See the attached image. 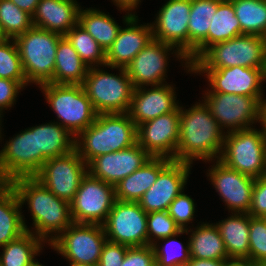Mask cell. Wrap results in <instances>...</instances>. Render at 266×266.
<instances>
[{
    "instance_id": "cell-1",
    "label": "cell",
    "mask_w": 266,
    "mask_h": 266,
    "mask_svg": "<svg viewBox=\"0 0 266 266\" xmlns=\"http://www.w3.org/2000/svg\"><path fill=\"white\" fill-rule=\"evenodd\" d=\"M188 109L180 106L179 141L173 161L192 164L194 159L219 160L226 132L204 102Z\"/></svg>"
},
{
    "instance_id": "cell-2",
    "label": "cell",
    "mask_w": 266,
    "mask_h": 266,
    "mask_svg": "<svg viewBox=\"0 0 266 266\" xmlns=\"http://www.w3.org/2000/svg\"><path fill=\"white\" fill-rule=\"evenodd\" d=\"M9 184L15 190L21 206L28 202L35 230L27 231L45 243L50 245L73 223L70 203L59 199L35 177H20Z\"/></svg>"
},
{
    "instance_id": "cell-3",
    "label": "cell",
    "mask_w": 266,
    "mask_h": 266,
    "mask_svg": "<svg viewBox=\"0 0 266 266\" xmlns=\"http://www.w3.org/2000/svg\"><path fill=\"white\" fill-rule=\"evenodd\" d=\"M137 126L128 113L97 114L96 120L75 138V149L88 164L107 153L137 143Z\"/></svg>"
},
{
    "instance_id": "cell-4",
    "label": "cell",
    "mask_w": 266,
    "mask_h": 266,
    "mask_svg": "<svg viewBox=\"0 0 266 266\" xmlns=\"http://www.w3.org/2000/svg\"><path fill=\"white\" fill-rule=\"evenodd\" d=\"M233 66L266 69V38L243 34L208 47L191 69H222Z\"/></svg>"
},
{
    "instance_id": "cell-5",
    "label": "cell",
    "mask_w": 266,
    "mask_h": 266,
    "mask_svg": "<svg viewBox=\"0 0 266 266\" xmlns=\"http://www.w3.org/2000/svg\"><path fill=\"white\" fill-rule=\"evenodd\" d=\"M61 37L33 26L14 38L28 83L38 86L53 83L55 55Z\"/></svg>"
},
{
    "instance_id": "cell-6",
    "label": "cell",
    "mask_w": 266,
    "mask_h": 266,
    "mask_svg": "<svg viewBox=\"0 0 266 266\" xmlns=\"http://www.w3.org/2000/svg\"><path fill=\"white\" fill-rule=\"evenodd\" d=\"M39 88L61 121L58 124L75 138L96 120L97 113L82 85L46 83Z\"/></svg>"
},
{
    "instance_id": "cell-7",
    "label": "cell",
    "mask_w": 266,
    "mask_h": 266,
    "mask_svg": "<svg viewBox=\"0 0 266 266\" xmlns=\"http://www.w3.org/2000/svg\"><path fill=\"white\" fill-rule=\"evenodd\" d=\"M119 76L90 67L82 84L97 114L128 113L134 86L125 68Z\"/></svg>"
},
{
    "instance_id": "cell-8",
    "label": "cell",
    "mask_w": 266,
    "mask_h": 266,
    "mask_svg": "<svg viewBox=\"0 0 266 266\" xmlns=\"http://www.w3.org/2000/svg\"><path fill=\"white\" fill-rule=\"evenodd\" d=\"M219 161L254 179L261 178L266 155V136L261 130L249 128L225 133Z\"/></svg>"
},
{
    "instance_id": "cell-9",
    "label": "cell",
    "mask_w": 266,
    "mask_h": 266,
    "mask_svg": "<svg viewBox=\"0 0 266 266\" xmlns=\"http://www.w3.org/2000/svg\"><path fill=\"white\" fill-rule=\"evenodd\" d=\"M204 95L205 105L219 126L228 128L227 132L253 128L254 122H260L262 103L266 100L262 96L233 93L207 92Z\"/></svg>"
},
{
    "instance_id": "cell-10",
    "label": "cell",
    "mask_w": 266,
    "mask_h": 266,
    "mask_svg": "<svg viewBox=\"0 0 266 266\" xmlns=\"http://www.w3.org/2000/svg\"><path fill=\"white\" fill-rule=\"evenodd\" d=\"M106 241L103 225L72 223L50 246L69 262L97 266Z\"/></svg>"
},
{
    "instance_id": "cell-11",
    "label": "cell",
    "mask_w": 266,
    "mask_h": 266,
    "mask_svg": "<svg viewBox=\"0 0 266 266\" xmlns=\"http://www.w3.org/2000/svg\"><path fill=\"white\" fill-rule=\"evenodd\" d=\"M40 170L41 152H37L35 126L15 135L0 151V181L11 183L20 177H35Z\"/></svg>"
},
{
    "instance_id": "cell-12",
    "label": "cell",
    "mask_w": 266,
    "mask_h": 266,
    "mask_svg": "<svg viewBox=\"0 0 266 266\" xmlns=\"http://www.w3.org/2000/svg\"><path fill=\"white\" fill-rule=\"evenodd\" d=\"M115 200V186L105 183L87 172L70 203L73 223L102 225Z\"/></svg>"
},
{
    "instance_id": "cell-13",
    "label": "cell",
    "mask_w": 266,
    "mask_h": 266,
    "mask_svg": "<svg viewBox=\"0 0 266 266\" xmlns=\"http://www.w3.org/2000/svg\"><path fill=\"white\" fill-rule=\"evenodd\" d=\"M191 0H168L159 10L151 24L153 38L176 47L175 56L185 61L188 72H192L188 61V24Z\"/></svg>"
},
{
    "instance_id": "cell-14",
    "label": "cell",
    "mask_w": 266,
    "mask_h": 266,
    "mask_svg": "<svg viewBox=\"0 0 266 266\" xmlns=\"http://www.w3.org/2000/svg\"><path fill=\"white\" fill-rule=\"evenodd\" d=\"M87 172V164L74 149L68 154L48 159L35 178L59 199L71 203Z\"/></svg>"
},
{
    "instance_id": "cell-15",
    "label": "cell",
    "mask_w": 266,
    "mask_h": 266,
    "mask_svg": "<svg viewBox=\"0 0 266 266\" xmlns=\"http://www.w3.org/2000/svg\"><path fill=\"white\" fill-rule=\"evenodd\" d=\"M102 225L108 241L129 247L147 245V213L138 202L115 200Z\"/></svg>"
},
{
    "instance_id": "cell-16",
    "label": "cell",
    "mask_w": 266,
    "mask_h": 266,
    "mask_svg": "<svg viewBox=\"0 0 266 266\" xmlns=\"http://www.w3.org/2000/svg\"><path fill=\"white\" fill-rule=\"evenodd\" d=\"M180 106L137 126V143L151 156L174 160L179 141Z\"/></svg>"
},
{
    "instance_id": "cell-17",
    "label": "cell",
    "mask_w": 266,
    "mask_h": 266,
    "mask_svg": "<svg viewBox=\"0 0 266 266\" xmlns=\"http://www.w3.org/2000/svg\"><path fill=\"white\" fill-rule=\"evenodd\" d=\"M206 73L211 90L208 92L233 93L242 96H264L261 83L266 80V69L233 66L222 69H191Z\"/></svg>"
},
{
    "instance_id": "cell-18",
    "label": "cell",
    "mask_w": 266,
    "mask_h": 266,
    "mask_svg": "<svg viewBox=\"0 0 266 266\" xmlns=\"http://www.w3.org/2000/svg\"><path fill=\"white\" fill-rule=\"evenodd\" d=\"M191 167L189 163L172 160L139 199L141 208L146 213L167 211L172 201L184 190Z\"/></svg>"
},
{
    "instance_id": "cell-19",
    "label": "cell",
    "mask_w": 266,
    "mask_h": 266,
    "mask_svg": "<svg viewBox=\"0 0 266 266\" xmlns=\"http://www.w3.org/2000/svg\"><path fill=\"white\" fill-rule=\"evenodd\" d=\"M207 174L231 213H249L254 178L230 169L219 160Z\"/></svg>"
},
{
    "instance_id": "cell-20",
    "label": "cell",
    "mask_w": 266,
    "mask_h": 266,
    "mask_svg": "<svg viewBox=\"0 0 266 266\" xmlns=\"http://www.w3.org/2000/svg\"><path fill=\"white\" fill-rule=\"evenodd\" d=\"M174 48L156 39L149 42L125 67L134 88L164 84L168 52Z\"/></svg>"
},
{
    "instance_id": "cell-21",
    "label": "cell",
    "mask_w": 266,
    "mask_h": 266,
    "mask_svg": "<svg viewBox=\"0 0 266 266\" xmlns=\"http://www.w3.org/2000/svg\"><path fill=\"white\" fill-rule=\"evenodd\" d=\"M151 156L138 144L97 156L87 164L88 173L105 183L115 186L142 167Z\"/></svg>"
},
{
    "instance_id": "cell-22",
    "label": "cell",
    "mask_w": 266,
    "mask_h": 266,
    "mask_svg": "<svg viewBox=\"0 0 266 266\" xmlns=\"http://www.w3.org/2000/svg\"><path fill=\"white\" fill-rule=\"evenodd\" d=\"M126 28H120L116 39L106 50L105 67L125 68L153 38L151 24L138 25V16L127 12L123 16Z\"/></svg>"
},
{
    "instance_id": "cell-23",
    "label": "cell",
    "mask_w": 266,
    "mask_h": 266,
    "mask_svg": "<svg viewBox=\"0 0 266 266\" xmlns=\"http://www.w3.org/2000/svg\"><path fill=\"white\" fill-rule=\"evenodd\" d=\"M175 93L174 87L167 83L147 90L144 87L134 88L129 117L138 126L160 115L174 112L179 107Z\"/></svg>"
},
{
    "instance_id": "cell-24",
    "label": "cell",
    "mask_w": 266,
    "mask_h": 266,
    "mask_svg": "<svg viewBox=\"0 0 266 266\" xmlns=\"http://www.w3.org/2000/svg\"><path fill=\"white\" fill-rule=\"evenodd\" d=\"M80 7L76 0H40L33 26L65 36L78 24Z\"/></svg>"
},
{
    "instance_id": "cell-25",
    "label": "cell",
    "mask_w": 266,
    "mask_h": 266,
    "mask_svg": "<svg viewBox=\"0 0 266 266\" xmlns=\"http://www.w3.org/2000/svg\"><path fill=\"white\" fill-rule=\"evenodd\" d=\"M223 0H191L188 24V61L192 64L206 49L211 17Z\"/></svg>"
},
{
    "instance_id": "cell-26",
    "label": "cell",
    "mask_w": 266,
    "mask_h": 266,
    "mask_svg": "<svg viewBox=\"0 0 266 266\" xmlns=\"http://www.w3.org/2000/svg\"><path fill=\"white\" fill-rule=\"evenodd\" d=\"M171 161L164 157H151L142 167L115 185L116 200L138 202Z\"/></svg>"
},
{
    "instance_id": "cell-27",
    "label": "cell",
    "mask_w": 266,
    "mask_h": 266,
    "mask_svg": "<svg viewBox=\"0 0 266 266\" xmlns=\"http://www.w3.org/2000/svg\"><path fill=\"white\" fill-rule=\"evenodd\" d=\"M18 196L9 183L0 185V247L19 238L29 228L21 214Z\"/></svg>"
},
{
    "instance_id": "cell-28",
    "label": "cell",
    "mask_w": 266,
    "mask_h": 266,
    "mask_svg": "<svg viewBox=\"0 0 266 266\" xmlns=\"http://www.w3.org/2000/svg\"><path fill=\"white\" fill-rule=\"evenodd\" d=\"M223 239L228 259L250 261L248 213H232L230 217L215 224Z\"/></svg>"
},
{
    "instance_id": "cell-29",
    "label": "cell",
    "mask_w": 266,
    "mask_h": 266,
    "mask_svg": "<svg viewBox=\"0 0 266 266\" xmlns=\"http://www.w3.org/2000/svg\"><path fill=\"white\" fill-rule=\"evenodd\" d=\"M88 69L68 39L62 36L55 55L53 84L82 85Z\"/></svg>"
},
{
    "instance_id": "cell-30",
    "label": "cell",
    "mask_w": 266,
    "mask_h": 266,
    "mask_svg": "<svg viewBox=\"0 0 266 266\" xmlns=\"http://www.w3.org/2000/svg\"><path fill=\"white\" fill-rule=\"evenodd\" d=\"M37 152H41V168L51 158L70 153L75 149V137L58 122L36 126Z\"/></svg>"
},
{
    "instance_id": "cell-31",
    "label": "cell",
    "mask_w": 266,
    "mask_h": 266,
    "mask_svg": "<svg viewBox=\"0 0 266 266\" xmlns=\"http://www.w3.org/2000/svg\"><path fill=\"white\" fill-rule=\"evenodd\" d=\"M189 238L190 256L196 259L228 260V254L218 227L201 223Z\"/></svg>"
},
{
    "instance_id": "cell-32",
    "label": "cell",
    "mask_w": 266,
    "mask_h": 266,
    "mask_svg": "<svg viewBox=\"0 0 266 266\" xmlns=\"http://www.w3.org/2000/svg\"><path fill=\"white\" fill-rule=\"evenodd\" d=\"M44 241L33 233L26 231L19 238L2 246L0 266H32L38 253L44 246Z\"/></svg>"
},
{
    "instance_id": "cell-33",
    "label": "cell",
    "mask_w": 266,
    "mask_h": 266,
    "mask_svg": "<svg viewBox=\"0 0 266 266\" xmlns=\"http://www.w3.org/2000/svg\"><path fill=\"white\" fill-rule=\"evenodd\" d=\"M78 24L81 25L106 51L117 37L121 28L114 18L96 8L79 11Z\"/></svg>"
},
{
    "instance_id": "cell-34",
    "label": "cell",
    "mask_w": 266,
    "mask_h": 266,
    "mask_svg": "<svg viewBox=\"0 0 266 266\" xmlns=\"http://www.w3.org/2000/svg\"><path fill=\"white\" fill-rule=\"evenodd\" d=\"M241 27V35L266 38V0H229Z\"/></svg>"
},
{
    "instance_id": "cell-35",
    "label": "cell",
    "mask_w": 266,
    "mask_h": 266,
    "mask_svg": "<svg viewBox=\"0 0 266 266\" xmlns=\"http://www.w3.org/2000/svg\"><path fill=\"white\" fill-rule=\"evenodd\" d=\"M211 18L207 35V48L241 35L239 21L235 15L233 4L229 0H223Z\"/></svg>"
},
{
    "instance_id": "cell-36",
    "label": "cell",
    "mask_w": 266,
    "mask_h": 266,
    "mask_svg": "<svg viewBox=\"0 0 266 266\" xmlns=\"http://www.w3.org/2000/svg\"><path fill=\"white\" fill-rule=\"evenodd\" d=\"M65 37L89 68L105 66L106 51L81 25H75Z\"/></svg>"
},
{
    "instance_id": "cell-37",
    "label": "cell",
    "mask_w": 266,
    "mask_h": 266,
    "mask_svg": "<svg viewBox=\"0 0 266 266\" xmlns=\"http://www.w3.org/2000/svg\"><path fill=\"white\" fill-rule=\"evenodd\" d=\"M0 27L7 39H14L33 27L32 15L10 0H0Z\"/></svg>"
},
{
    "instance_id": "cell-38",
    "label": "cell",
    "mask_w": 266,
    "mask_h": 266,
    "mask_svg": "<svg viewBox=\"0 0 266 266\" xmlns=\"http://www.w3.org/2000/svg\"><path fill=\"white\" fill-rule=\"evenodd\" d=\"M188 231V228L181 229L175 235L160 239L162 240V242H165V245H163V247L161 246V248L159 245H157V240L155 241L152 247L155 253L156 266H185L190 261L191 256L189 241H187L188 243L186 244V246H184L182 243H180V241L174 239L180 234H188ZM175 248H177L179 252Z\"/></svg>"
},
{
    "instance_id": "cell-39",
    "label": "cell",
    "mask_w": 266,
    "mask_h": 266,
    "mask_svg": "<svg viewBox=\"0 0 266 266\" xmlns=\"http://www.w3.org/2000/svg\"><path fill=\"white\" fill-rule=\"evenodd\" d=\"M0 78L18 81L23 87L28 84L14 39L0 43Z\"/></svg>"
},
{
    "instance_id": "cell-40",
    "label": "cell",
    "mask_w": 266,
    "mask_h": 266,
    "mask_svg": "<svg viewBox=\"0 0 266 266\" xmlns=\"http://www.w3.org/2000/svg\"><path fill=\"white\" fill-rule=\"evenodd\" d=\"M180 230L167 211L147 213V245L153 246L156 238L159 241L177 234Z\"/></svg>"
},
{
    "instance_id": "cell-41",
    "label": "cell",
    "mask_w": 266,
    "mask_h": 266,
    "mask_svg": "<svg viewBox=\"0 0 266 266\" xmlns=\"http://www.w3.org/2000/svg\"><path fill=\"white\" fill-rule=\"evenodd\" d=\"M249 246L250 262L266 263V218L250 215Z\"/></svg>"
},
{
    "instance_id": "cell-42",
    "label": "cell",
    "mask_w": 266,
    "mask_h": 266,
    "mask_svg": "<svg viewBox=\"0 0 266 266\" xmlns=\"http://www.w3.org/2000/svg\"><path fill=\"white\" fill-rule=\"evenodd\" d=\"M167 212L180 229H187L186 225L194 218V201L182 191L169 205Z\"/></svg>"
},
{
    "instance_id": "cell-43",
    "label": "cell",
    "mask_w": 266,
    "mask_h": 266,
    "mask_svg": "<svg viewBox=\"0 0 266 266\" xmlns=\"http://www.w3.org/2000/svg\"><path fill=\"white\" fill-rule=\"evenodd\" d=\"M121 266H156L153 247L149 245L128 247Z\"/></svg>"
},
{
    "instance_id": "cell-44",
    "label": "cell",
    "mask_w": 266,
    "mask_h": 266,
    "mask_svg": "<svg viewBox=\"0 0 266 266\" xmlns=\"http://www.w3.org/2000/svg\"><path fill=\"white\" fill-rule=\"evenodd\" d=\"M129 246L106 241L97 266H121Z\"/></svg>"
},
{
    "instance_id": "cell-45",
    "label": "cell",
    "mask_w": 266,
    "mask_h": 266,
    "mask_svg": "<svg viewBox=\"0 0 266 266\" xmlns=\"http://www.w3.org/2000/svg\"><path fill=\"white\" fill-rule=\"evenodd\" d=\"M249 215L266 218V180L256 178L253 186V196Z\"/></svg>"
},
{
    "instance_id": "cell-46",
    "label": "cell",
    "mask_w": 266,
    "mask_h": 266,
    "mask_svg": "<svg viewBox=\"0 0 266 266\" xmlns=\"http://www.w3.org/2000/svg\"><path fill=\"white\" fill-rule=\"evenodd\" d=\"M21 89L24 87L18 81L0 78V120L4 108L12 107Z\"/></svg>"
},
{
    "instance_id": "cell-47",
    "label": "cell",
    "mask_w": 266,
    "mask_h": 266,
    "mask_svg": "<svg viewBox=\"0 0 266 266\" xmlns=\"http://www.w3.org/2000/svg\"><path fill=\"white\" fill-rule=\"evenodd\" d=\"M21 10L33 15L40 0H10Z\"/></svg>"
},
{
    "instance_id": "cell-48",
    "label": "cell",
    "mask_w": 266,
    "mask_h": 266,
    "mask_svg": "<svg viewBox=\"0 0 266 266\" xmlns=\"http://www.w3.org/2000/svg\"><path fill=\"white\" fill-rule=\"evenodd\" d=\"M226 260H210L191 258L185 266H224Z\"/></svg>"
},
{
    "instance_id": "cell-49",
    "label": "cell",
    "mask_w": 266,
    "mask_h": 266,
    "mask_svg": "<svg viewBox=\"0 0 266 266\" xmlns=\"http://www.w3.org/2000/svg\"><path fill=\"white\" fill-rule=\"evenodd\" d=\"M117 7L120 8L122 11H133L135 8H137V5L140 0H112Z\"/></svg>"
},
{
    "instance_id": "cell-50",
    "label": "cell",
    "mask_w": 266,
    "mask_h": 266,
    "mask_svg": "<svg viewBox=\"0 0 266 266\" xmlns=\"http://www.w3.org/2000/svg\"><path fill=\"white\" fill-rule=\"evenodd\" d=\"M224 266H256L247 259H228Z\"/></svg>"
},
{
    "instance_id": "cell-51",
    "label": "cell",
    "mask_w": 266,
    "mask_h": 266,
    "mask_svg": "<svg viewBox=\"0 0 266 266\" xmlns=\"http://www.w3.org/2000/svg\"><path fill=\"white\" fill-rule=\"evenodd\" d=\"M260 124L263 126V132L266 136V100L262 103Z\"/></svg>"
},
{
    "instance_id": "cell-52",
    "label": "cell",
    "mask_w": 266,
    "mask_h": 266,
    "mask_svg": "<svg viewBox=\"0 0 266 266\" xmlns=\"http://www.w3.org/2000/svg\"><path fill=\"white\" fill-rule=\"evenodd\" d=\"M70 266H93L87 263L70 262Z\"/></svg>"
},
{
    "instance_id": "cell-53",
    "label": "cell",
    "mask_w": 266,
    "mask_h": 266,
    "mask_svg": "<svg viewBox=\"0 0 266 266\" xmlns=\"http://www.w3.org/2000/svg\"><path fill=\"white\" fill-rule=\"evenodd\" d=\"M261 178L266 180V155H265V158H264V169H263Z\"/></svg>"
},
{
    "instance_id": "cell-54",
    "label": "cell",
    "mask_w": 266,
    "mask_h": 266,
    "mask_svg": "<svg viewBox=\"0 0 266 266\" xmlns=\"http://www.w3.org/2000/svg\"><path fill=\"white\" fill-rule=\"evenodd\" d=\"M7 38L6 36L3 34L2 30H1V27H0V43L5 41Z\"/></svg>"
},
{
    "instance_id": "cell-55",
    "label": "cell",
    "mask_w": 266,
    "mask_h": 266,
    "mask_svg": "<svg viewBox=\"0 0 266 266\" xmlns=\"http://www.w3.org/2000/svg\"><path fill=\"white\" fill-rule=\"evenodd\" d=\"M32 266H44V265H42V264H40L39 262H35Z\"/></svg>"
},
{
    "instance_id": "cell-56",
    "label": "cell",
    "mask_w": 266,
    "mask_h": 266,
    "mask_svg": "<svg viewBox=\"0 0 266 266\" xmlns=\"http://www.w3.org/2000/svg\"><path fill=\"white\" fill-rule=\"evenodd\" d=\"M256 266H266V263H260V264H257Z\"/></svg>"
},
{
    "instance_id": "cell-57",
    "label": "cell",
    "mask_w": 266,
    "mask_h": 266,
    "mask_svg": "<svg viewBox=\"0 0 266 266\" xmlns=\"http://www.w3.org/2000/svg\"><path fill=\"white\" fill-rule=\"evenodd\" d=\"M0 125H1V120H0ZM1 127V126H0ZM2 136H1V128H0V138H1Z\"/></svg>"
}]
</instances>
